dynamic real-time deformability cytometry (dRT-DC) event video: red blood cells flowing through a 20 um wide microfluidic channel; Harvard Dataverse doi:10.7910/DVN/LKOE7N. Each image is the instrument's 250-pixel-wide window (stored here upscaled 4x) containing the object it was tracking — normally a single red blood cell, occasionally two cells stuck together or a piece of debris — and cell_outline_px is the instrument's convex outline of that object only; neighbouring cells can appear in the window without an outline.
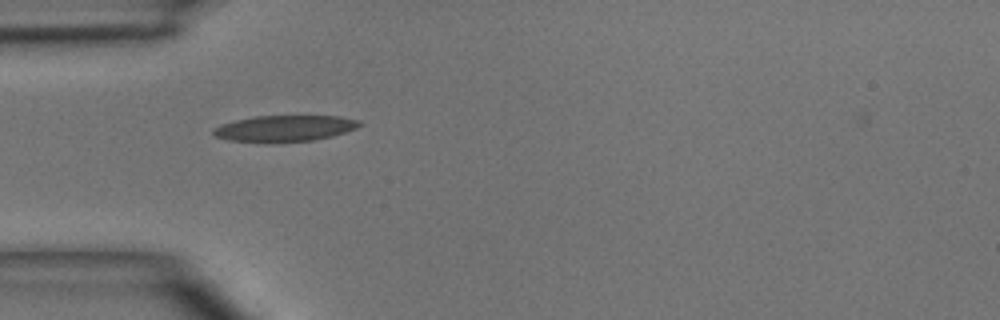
{"species": "common noctule bat (a hibernating species)", "species_latin": "Nyctalus noctula", "temperature_condition": "room temperature", "stored_images_in_passage": 5, "camera_frame_rate_fps": 3000, "um_per_image_px": 0.085, "animal": {"sex": "male", "body_mass_g": 15.6}, "frame": {"image": 1, "passage_image": 3, "time_ms": 3.0, "image_size_px": [1000, 320], "cell_outline_px": [[364, 124], [356, 128], [332, 136], [312, 140], [228, 140], [216, 136], [212, 132], [212, 128], [220, 124], [252, 116], [340, 116], [360, 120]], "centroid_in_image_um": [24.24, 10.86], "position_along_channel_um": 60.8, "area_um2": 21.56}}